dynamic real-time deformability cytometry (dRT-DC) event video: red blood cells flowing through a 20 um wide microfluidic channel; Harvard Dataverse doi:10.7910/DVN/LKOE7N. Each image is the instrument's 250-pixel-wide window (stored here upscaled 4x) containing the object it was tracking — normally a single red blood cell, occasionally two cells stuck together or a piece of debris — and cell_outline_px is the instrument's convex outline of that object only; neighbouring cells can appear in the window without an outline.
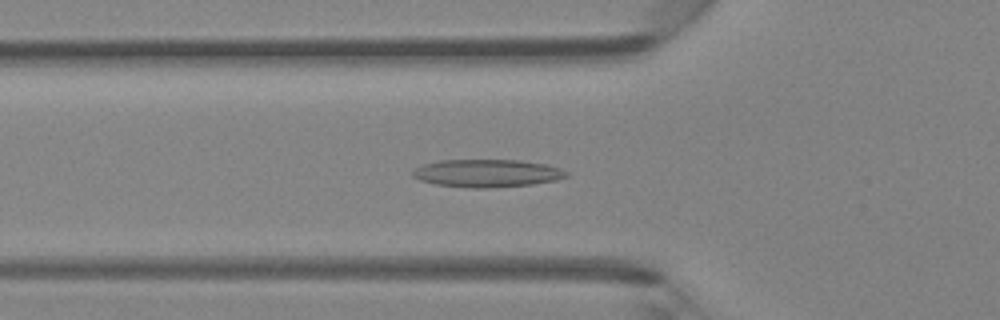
{"species": "Egyptian fruit bat (a non-hibernating species)", "species_latin": "Rousettus aegyptiacus", "temperature_condition": "room temperature", "stored_images_in_passage": 46, "camera_frame_rate_fps": 3000, "um_per_image_px": 0.085, "animal": {"sex": "female"}, "frame": {"image": 1, "passage_image": 16, "time_ms": 5.0, "image_size_px": [1000, 320], "cell_outline_px": [[568, 176], [556, 180], [532, 184], [488, 188], [476, 188], [436, 184], [420, 180], [412, 176], [412, 172], [416, 168], [424, 164], [440, 160], [520, 160], [548, 164], [560, 168], [568, 172]], "centroid_in_image_um": [41.43, 14.71], "position_along_channel_um": 84.4, "area_um2": 24.8}}
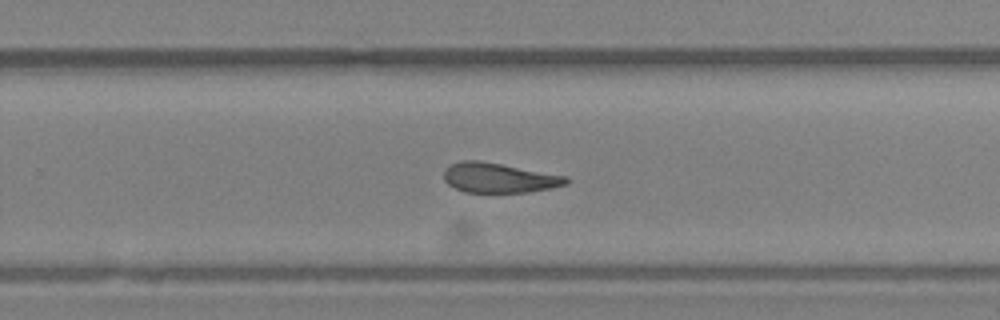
{"frame": {"image": 2, "passage_image": 30, "time_ms": 9.667, "image_size_px": [1000, 320], "cell_outline_px": [[572, 180], [568, 184], [552, 188], [528, 192], [464, 192], [448, 184], [444, 180], [444, 172], [452, 164], [460, 160], [480, 160], [568, 176]], "centroid_in_image_um": [42.47, 15.11], "position_along_channel_um": 287.3, "area_um2": 21.33}}
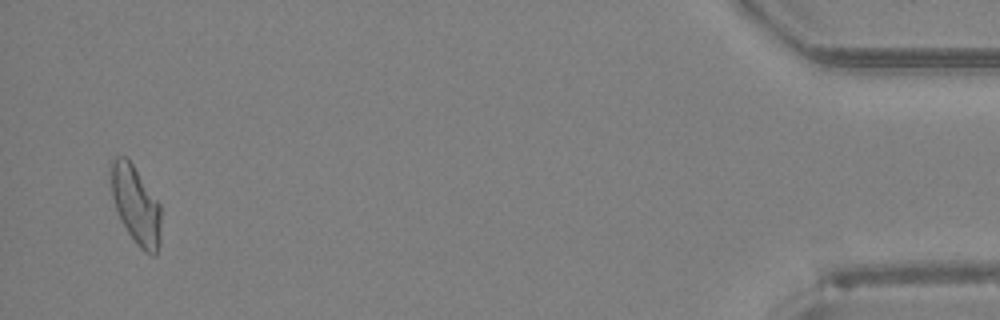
{"frame": {"image": 3, "passage_image": 45, "time_ms": 14.667, "image_size_px": [1000, 320], "cell_outline_px": [[160, 244], [156, 256], [152, 256], [144, 252], [136, 244], [128, 232], [116, 208], [112, 196], [108, 168], [112, 160], [116, 156], [124, 156], [132, 164], [160, 204]], "centroid_in_image_um": [11.53, 17.43], "position_along_channel_um": 423.7, "area_um2": 22.77}, "authors_computed_cell_mechanics": {"area_um2": 22.6576, "velocity_mm_per_s": 4.3607, "shape_relaxation_time_tau1_ms": 7.006, "shape_relaxation_time_tau2_ms": 2.7461, "deformation_change_tau1": 0.1793, "deformation_change_tau2": 0.1119}}